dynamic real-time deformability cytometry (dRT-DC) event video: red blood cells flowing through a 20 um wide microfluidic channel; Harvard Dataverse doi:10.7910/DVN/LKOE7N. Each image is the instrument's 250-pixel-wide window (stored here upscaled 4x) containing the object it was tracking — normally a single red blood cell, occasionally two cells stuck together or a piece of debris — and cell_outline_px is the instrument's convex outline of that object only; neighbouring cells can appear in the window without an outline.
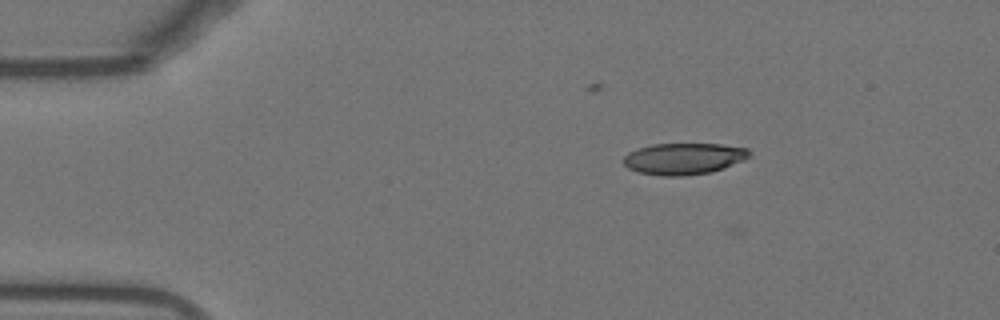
{"species": "Egyptian fruit bat (a non-hibernating species)", "species_latin": "Rousettus aegyptiacus", "temperature_condition": "warm", "stored_images_in_passage": 2, "camera_frame_rate_fps": 3000, "um_per_image_px": 0.085, "animal": {"sex": "female"}, "frame": {"image": 1, "passage_image": 1, "time_ms": 0.0, "image_size_px": [1000, 320], "cell_outline_px": [[752, 156], [744, 160], [724, 168], [712, 172], [684, 176], [664, 176], [640, 172], [628, 168], [624, 164], [624, 156], [628, 152], [636, 148], [652, 144], [720, 144], [748, 148]], "centroid_in_image_um": [58.14, 13.48], "position_along_channel_um": 26.9, "area_um2": 23.24}}